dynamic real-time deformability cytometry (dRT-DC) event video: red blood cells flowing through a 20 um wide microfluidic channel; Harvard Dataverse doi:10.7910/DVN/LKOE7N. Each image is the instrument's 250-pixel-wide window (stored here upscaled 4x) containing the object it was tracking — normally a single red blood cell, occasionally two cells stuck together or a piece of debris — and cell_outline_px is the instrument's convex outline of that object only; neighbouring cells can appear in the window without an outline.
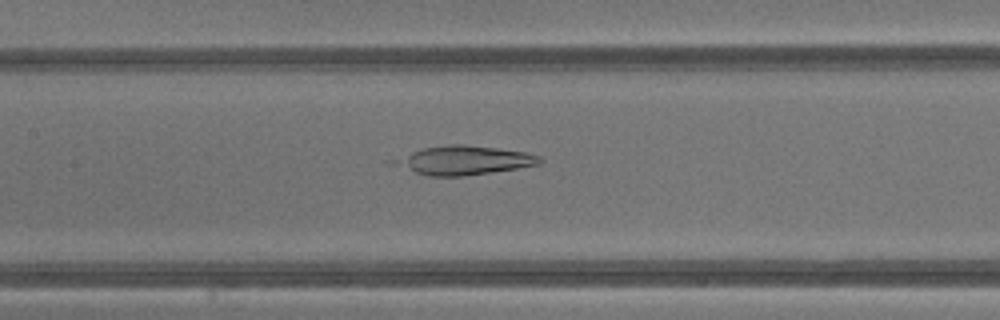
{"species": "common noctule bat (a hibernating species)", "species_latin": "Nyctalus noctula", "temperature_condition": "warm", "stored_images_in_passage": 41, "camera_frame_rate_fps": 3000, "um_per_image_px": 0.085, "animal": {"sex": "male", "body_mass_g": 13.3}, "frame": {"image": 1, "passage_image": 20, "time_ms": 6.333, "image_size_px": [1000, 320], "cell_outline_px": [[544, 160], [540, 164], [516, 168], [460, 176], [428, 176], [384, 164], [384, 160], [424, 148], [448, 144], [464, 144], [496, 148], [524, 152], [540, 156]], "centroid_in_image_um": [39.25, 13.62], "position_along_channel_um": 168.2, "area_um2": 24.85}}
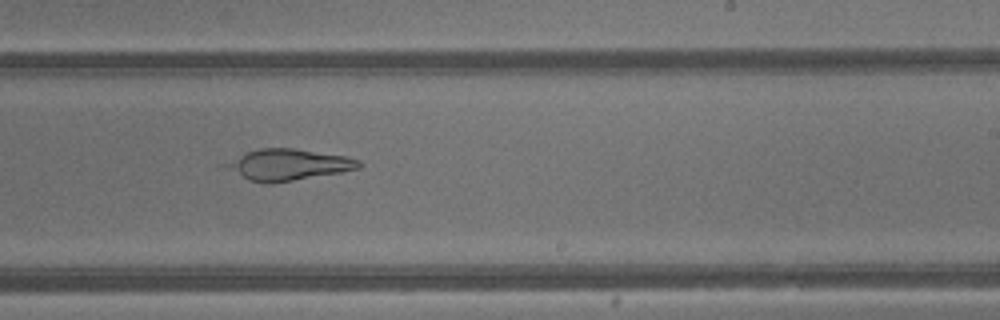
{"frame": {"image": 2, "passage_image": 26, "time_ms": 8.333, "image_size_px": [1000, 320], "cell_outline_px": [[364, 164], [360, 168], [340, 172], [272, 184], [264, 184], [248, 180], [216, 168], [216, 164], [248, 152], [260, 148], [296, 148], [344, 156], [360, 160]], "centroid_in_image_um": [24.32, 14.01], "position_along_channel_um": 264.7, "area_um2": 25.03}}
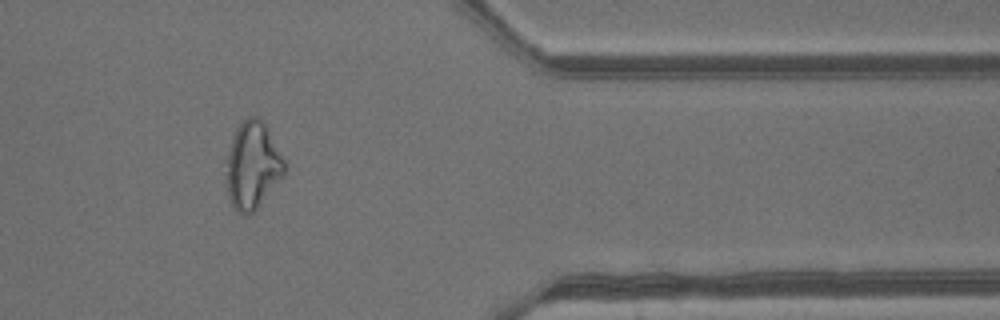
{"frame": {"image": 3, "passage_image": 35, "time_ms": 11.333, "image_size_px": [1000, 320], "cell_outline_px": [[288, 172], [260, 204], [248, 216], [244, 216], [236, 212], [228, 196], [224, 176], [224, 160], [232, 136], [236, 128], [248, 116], [256, 116], [264, 120], [284, 160]], "centroid_in_image_um": [21.44, 14.07], "position_along_channel_um": 390.0, "area_um2": 30.52}}